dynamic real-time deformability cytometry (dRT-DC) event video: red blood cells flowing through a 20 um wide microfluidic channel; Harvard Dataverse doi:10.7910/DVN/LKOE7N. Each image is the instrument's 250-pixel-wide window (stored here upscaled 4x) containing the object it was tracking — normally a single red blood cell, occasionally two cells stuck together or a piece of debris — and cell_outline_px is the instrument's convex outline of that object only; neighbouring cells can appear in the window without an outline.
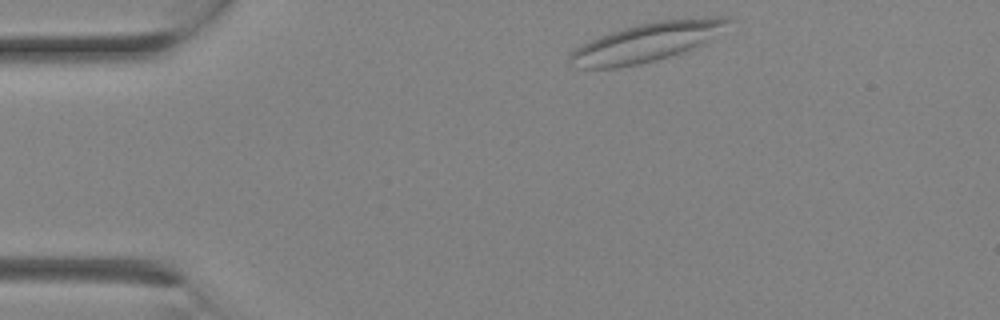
{"species": "Egyptian fruit bat (a non-hibernating species)", "species_latin": "Rousettus aegyptiacus", "temperature_condition": "room temperature", "stored_images_in_passage": 4, "camera_frame_rate_fps": 3000, "um_per_image_px": 0.085, "animal": {"sex": "female"}, "frame": {"image": 1, "passage_image": 1, "time_ms": 0.0, "image_size_px": [1000, 320], "cell_outline_px": [[736, 20], [700, 44], [680, 52], [656, 60], [640, 64], [616, 68], [576, 68], [568, 60], [568, 56], [576, 48], [600, 36], [624, 28], [656, 20], [716, 16], [724, 16]], "centroid_in_image_um": [54.96, 3.58], "position_along_channel_um": 30.0, "area_um2": 35.26}}